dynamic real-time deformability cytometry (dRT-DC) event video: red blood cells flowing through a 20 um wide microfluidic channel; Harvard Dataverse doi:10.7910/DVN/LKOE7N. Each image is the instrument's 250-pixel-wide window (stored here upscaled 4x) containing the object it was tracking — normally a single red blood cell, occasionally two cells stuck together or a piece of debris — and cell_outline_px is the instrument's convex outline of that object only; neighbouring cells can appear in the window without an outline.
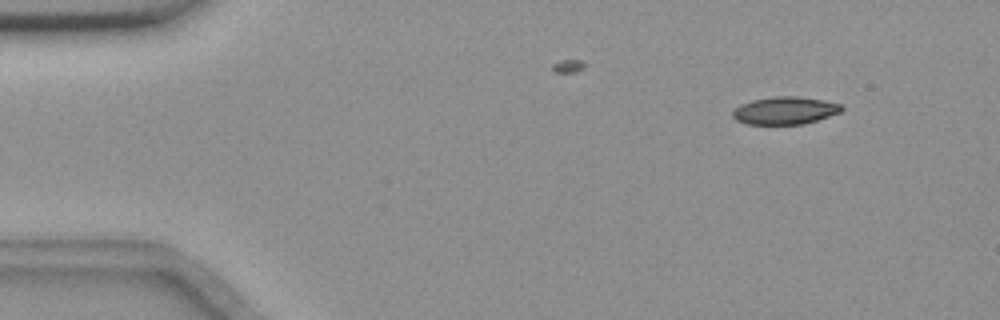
{"species": "common noctule bat (a hibernating species)", "species_latin": "Nyctalus noctula", "temperature_condition": "room temperature", "stored_images_in_passage": 5, "camera_frame_rate_fps": 3000, "um_per_image_px": 0.085, "animal": {"sex": "female", "body_mass_g": 18.4}, "frame": {"image": 1, "passage_image": 1, "time_ms": 0.0, "image_size_px": [1000, 320], "cell_outline_px": [[844, 108], [840, 112], [804, 124], [748, 124], [736, 120], [732, 116], [732, 112], [740, 104], [752, 100], [776, 96], [796, 96], [824, 100], [840, 104]], "centroid_in_image_um": [66.71, 9.39], "position_along_channel_um": 18.3, "area_um2": 17.4}}
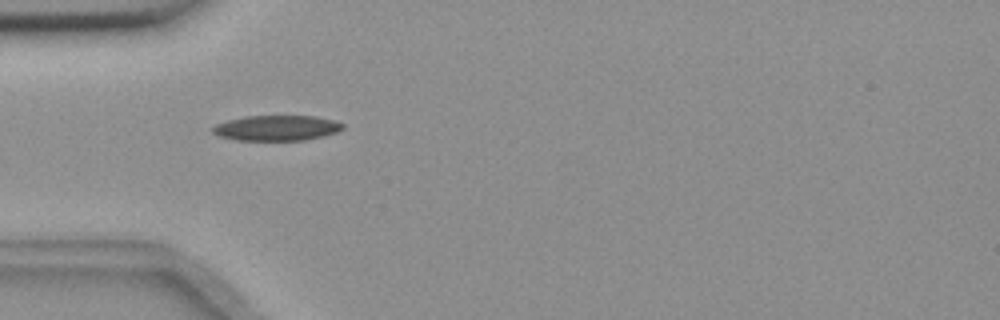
{"frame": {"image": 2, "passage_image": 4, "time_ms": 1.0, "image_size_px": [1000, 320], "cell_outline_px": [[344, 128], [336, 132], [324, 136], [304, 140], [236, 140], [220, 136], [212, 132], [212, 128], [216, 124], [228, 120], [244, 116], [316, 116], [332, 120], [344, 124]], "centroid_in_image_um": [23.52, 10.88], "position_along_channel_um": 61.5, "area_um2": 19.13}}